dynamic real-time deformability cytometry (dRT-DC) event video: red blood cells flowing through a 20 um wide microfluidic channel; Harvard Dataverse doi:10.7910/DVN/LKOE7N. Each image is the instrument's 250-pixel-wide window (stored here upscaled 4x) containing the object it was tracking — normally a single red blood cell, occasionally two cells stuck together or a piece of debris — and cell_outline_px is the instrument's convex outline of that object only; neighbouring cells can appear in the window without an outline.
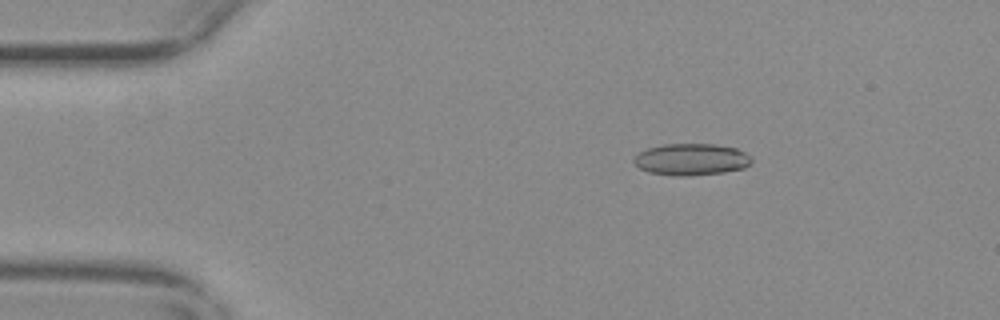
{"species": "common noctule bat (a hibernating species)", "species_latin": "Nyctalus noctula", "temperature_condition": "warm", "stored_images_in_passage": 57, "camera_frame_rate_fps": 3000, "um_per_image_px": 0.085, "animal": {"sex": "female", "body_mass_g": 29.2, "forearm_length_mm": 56.3}, "frame": {"image": 1, "passage_image": 10, "time_ms": 3.0, "image_size_px": [1000, 320], "cell_outline_px": [[752, 160], [744, 168], [724, 172], [688, 176], [672, 176], [648, 172], [640, 168], [632, 160], [640, 152], [648, 148], [664, 144], [716, 144], [736, 148], [752, 156]], "centroid_in_image_um": [58.77, 13.55], "position_along_channel_um": 26.2, "area_um2": 21.79}}
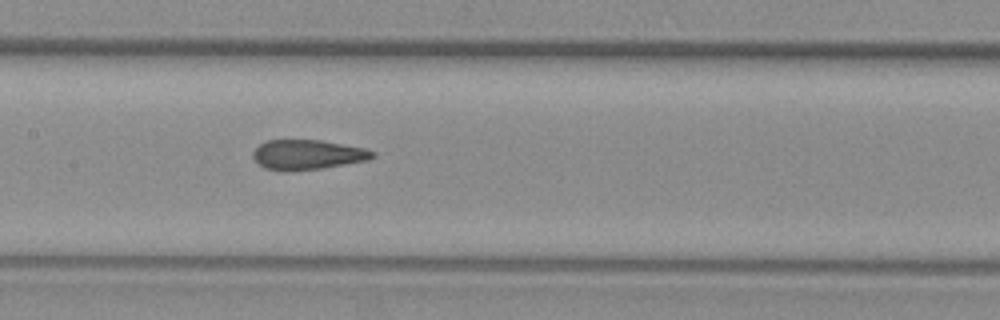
{"frame": {"image": 2, "passage_image": 28, "time_ms": 9.0, "image_size_px": [1000, 320], "cell_outline_px": [[376, 156], [368, 160], [320, 168], [288, 172], [284, 172], [264, 168], [252, 156], [252, 152], [260, 144], [268, 140], [320, 140], [364, 148], [376, 152]], "centroid_in_image_um": [26.13, 13.15], "position_along_channel_um": 181.3, "area_um2": 20.75}}
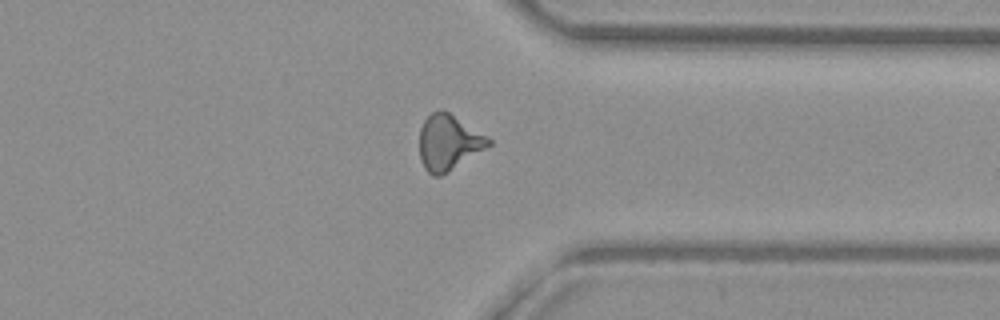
{"frame": {"image": 3, "passage_image": 44, "time_ms": 14.333, "image_size_px": [1000, 320], "cell_outline_px": [[492, 144], [448, 172], [440, 176], [432, 176], [424, 168], [420, 160], [420, 128], [424, 120], [432, 112], [440, 108], [448, 112], [488, 136], [492, 140]], "centroid_in_image_um": [38.12, 12.11], "position_along_channel_um": 373.3, "area_um2": 22.31}, "authors_computed_cell_mechanics": {"area_um2": 21.386, "velocity_mm_per_s": 3.6677, "shape_relaxation_time_tau1_ms": 7.6592, "shape_relaxation_time_tau2_ms": 1.1899, "deformation_change_tau1": 0.1862, "deformation_change_tau2": 0.0812}}